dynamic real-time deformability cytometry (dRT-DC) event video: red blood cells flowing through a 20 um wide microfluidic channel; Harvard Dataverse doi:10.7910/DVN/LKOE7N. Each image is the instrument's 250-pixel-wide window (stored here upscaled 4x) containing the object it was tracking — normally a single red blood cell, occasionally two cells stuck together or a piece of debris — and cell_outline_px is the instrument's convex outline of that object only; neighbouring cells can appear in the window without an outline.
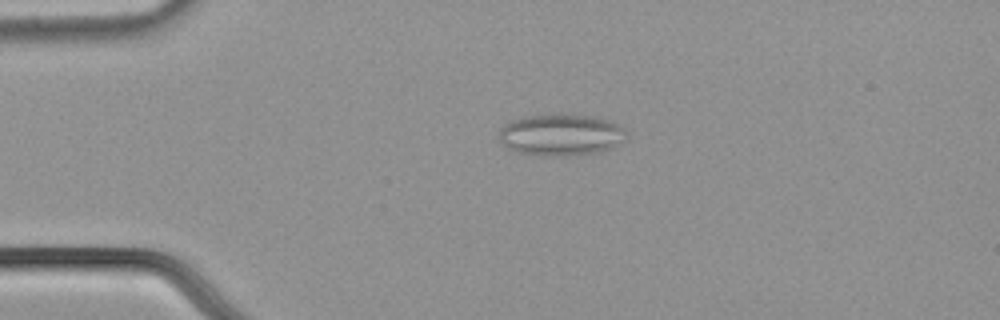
{"species": "common noctule bat (a hibernating species)", "species_latin": "Nyctalus noctula", "temperature_condition": "cold", "stored_images_in_passage": 56, "segment_of_instrument_passage": [1, 2], "camera_frame_rate_fps": 3000, "um_per_image_px": 0.085, "animal": {"sex": "male", "body_mass_g": 21.5, "forearm_length_mm": 52.0}, "frame": {"image": 1, "passage_image": 13, "time_ms": 4.0, "image_size_px": [1000, 320], "cell_outline_px": [[628, 136], [608, 148], [600, 152], [568, 156], [544, 156], [516, 152], [500, 144], [500, 128], [508, 120], [524, 116], [596, 116], [612, 120], [620, 124], [628, 132]], "centroid_in_image_um": [47.67, 11.48], "position_along_channel_um": 37.3, "area_um2": 30.87}}